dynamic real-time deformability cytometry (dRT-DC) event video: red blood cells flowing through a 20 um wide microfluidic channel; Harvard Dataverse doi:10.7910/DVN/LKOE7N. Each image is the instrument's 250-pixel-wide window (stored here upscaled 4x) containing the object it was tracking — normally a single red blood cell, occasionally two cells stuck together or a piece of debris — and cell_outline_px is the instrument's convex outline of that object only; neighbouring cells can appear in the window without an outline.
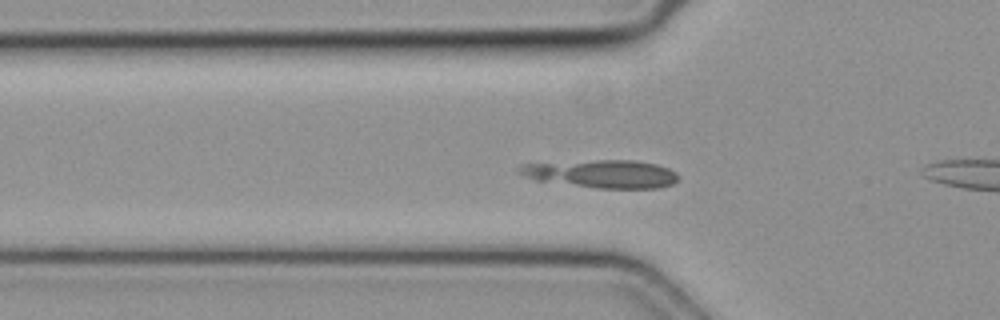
{"species": "common noctule bat (a hibernating species)", "species_latin": "Nyctalus noctula", "temperature_condition": "cold", "stored_images_in_passage": 42, "camera_frame_rate_fps": 3000, "um_per_image_px": 0.085, "animal": {"sex": "female", "body_mass_g": 19.3, "forearm_length_mm": 54.1}, "frame": {"image": 1, "passage_image": 13, "time_ms": 4.0, "image_size_px": [1000, 320], "cell_outline_px": [[680, 176], [672, 184], [660, 188], [596, 188], [536, 180], [524, 176], [516, 172], [516, 168], [520, 164], [596, 160], [636, 160], [656, 164], [668, 168], [676, 172]], "centroid_in_image_um": [51.14, 14.77], "position_along_channel_um": 74.7, "area_um2": 26.07}}
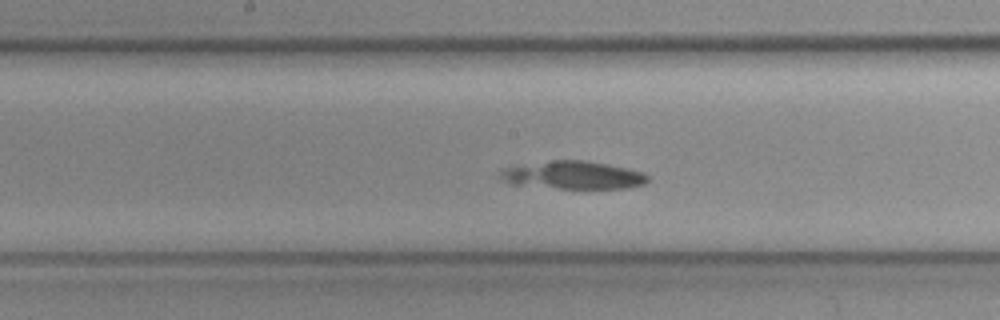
{"frame": {"image": 2, "passage_image": 22, "time_ms": 7.0, "image_size_px": [1000, 320], "cell_outline_px": [[648, 180], [644, 184], [628, 188], [560, 188], [512, 184], [504, 180], [500, 176], [500, 172], [504, 168], [552, 160], [584, 160], [608, 164], [628, 168], [644, 172], [648, 176]], "centroid_in_image_um": [48.77, 14.88], "position_along_channel_um": 199.4, "area_um2": 23.76}}
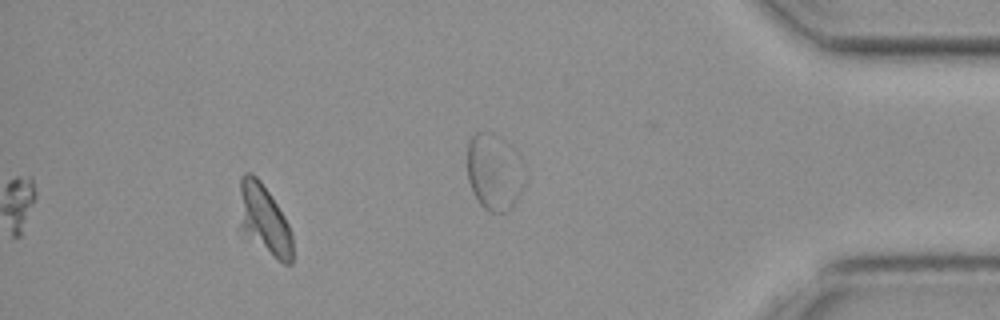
{"frame": {"image": 3, "passage_image": 42, "time_ms": 13.667, "image_size_px": [1000, 320], "cell_outline_px": [[292, 264], [284, 264], [240, 228], [240, 176], [244, 172], [252, 172], [260, 180], [284, 216], [292, 232]], "centroid_in_image_um": [22.46, 18.6], "position_along_channel_um": 412.7, "area_um2": 21.04}}